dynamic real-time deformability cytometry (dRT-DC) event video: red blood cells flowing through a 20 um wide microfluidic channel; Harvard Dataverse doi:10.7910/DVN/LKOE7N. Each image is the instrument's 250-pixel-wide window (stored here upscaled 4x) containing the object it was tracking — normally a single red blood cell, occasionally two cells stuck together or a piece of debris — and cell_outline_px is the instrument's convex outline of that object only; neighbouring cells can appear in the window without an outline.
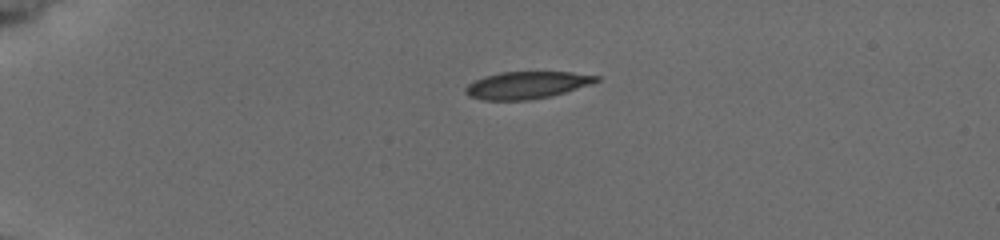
{"species": "common noctule bat (a hibernating species)", "species_latin": "Nyctalus noctula", "temperature_condition": "cold", "stored_images_in_passage": 42, "camera_frame_rate_fps": 3000, "um_per_image_px": 0.085, "animal": {"sex": "female", "body_mass_g": 19.5, "forearm_length_mm": 54.1}, "frame": {"image": 1, "passage_image": 1, "time_ms": 0.0, "image_size_px": [1000, 240], "cell_outline_px": [[600, 80], [564, 92], [548, 96], [528, 100], [484, 100], [468, 96], [464, 92], [464, 88], [468, 84], [484, 76], [500, 72], [572, 72], [600, 76]], "centroid_in_image_um": [44.72, 7.23], "position_along_channel_um": 40.3, "area_um2": 20.52}}
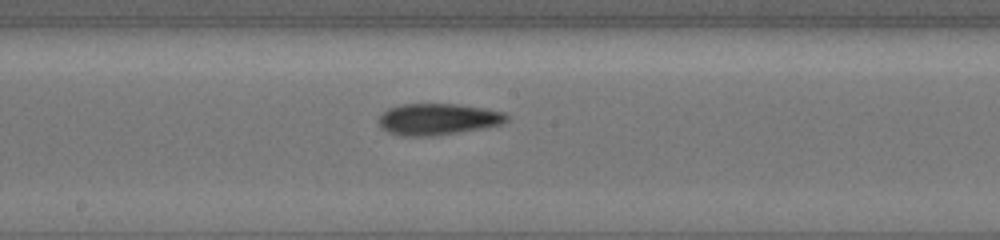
{"frame": {"image": 2, "passage_image": 19, "time_ms": 6.0, "image_size_px": [1000, 240], "cell_outline_px": [[508, 120], [500, 124], [480, 128], [432, 136], [404, 136], [388, 132], [380, 128], [380, 116], [388, 108], [400, 104], [456, 104], [484, 108], [504, 112], [508, 116]], "centroid_in_image_um": [37.19, 10.12], "position_along_channel_um": 211.0, "area_um2": 23.18}}
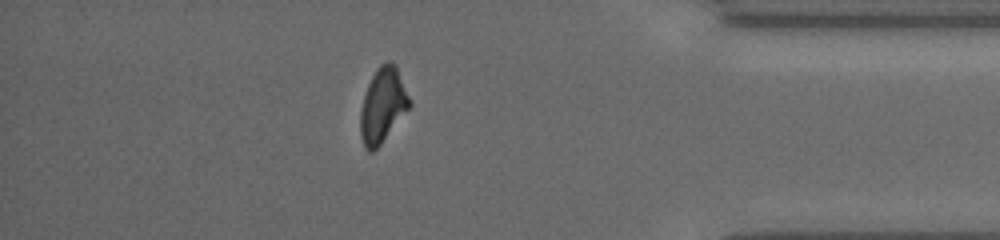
{"frame": {"image": 3, "passage_image": 36, "time_ms": 11.667, "image_size_px": [1000, 240], "cell_outline_px": [[412, 104], [380, 144], [372, 152], [368, 152], [364, 148], [360, 136], [360, 112], [364, 96], [368, 84], [376, 68], [380, 64], [388, 60], [396, 64]], "centroid_in_image_um": [32.52, 8.93], "position_along_channel_um": 402.7, "area_um2": 21.27}, "authors_computed_cell_mechanics": {"area_um2": 21.8484, "velocity_mm_per_s": 3.8141, "shape_relaxation_time_tau1_ms": 2.8735, "shape_relaxation_time_tau2_ms": 2.6468, "deformation_change_tau1": 0.1312, "deformation_change_tau2": 0.1035}}